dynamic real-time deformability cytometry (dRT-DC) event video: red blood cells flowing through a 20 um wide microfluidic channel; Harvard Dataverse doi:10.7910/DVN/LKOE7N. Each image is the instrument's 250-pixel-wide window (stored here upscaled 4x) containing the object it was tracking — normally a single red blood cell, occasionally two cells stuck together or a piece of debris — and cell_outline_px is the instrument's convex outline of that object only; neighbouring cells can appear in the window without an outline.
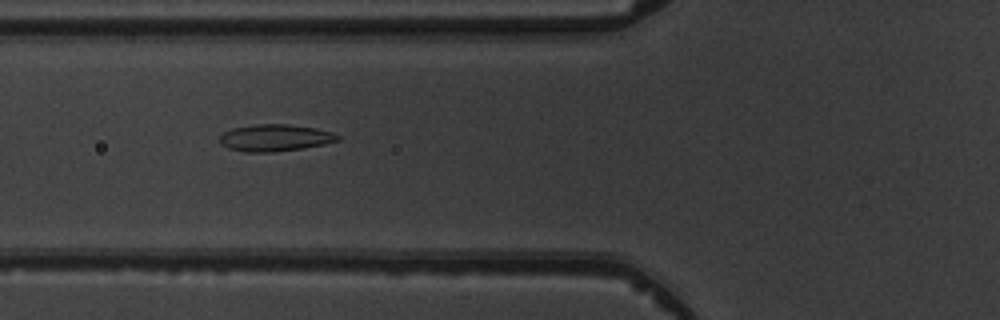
{"species": "common noctule bat (a hibernating species)", "species_latin": "Nyctalus noctula", "temperature_condition": "warm", "stored_images_in_passage": 7, "camera_frame_rate_fps": 3000, "um_per_image_px": 0.085, "animal": {"sex": "male", "body_mass_g": 19.5, "forearm_length_mm": 54.6}, "frame": {"image": 1, "passage_image": 5, "time_ms": 4.333, "image_size_px": [1000, 320], "cell_outline_px": [[340, 140], [324, 144], [300, 148], [272, 152], [244, 152], [228, 148], [220, 144], [220, 136], [224, 132], [232, 128], [256, 124], [288, 124], [316, 128], [332, 132], [340, 136]], "centroid_in_image_um": [23.36, 11.71], "position_along_channel_um": 102.4, "area_um2": 18.44}}
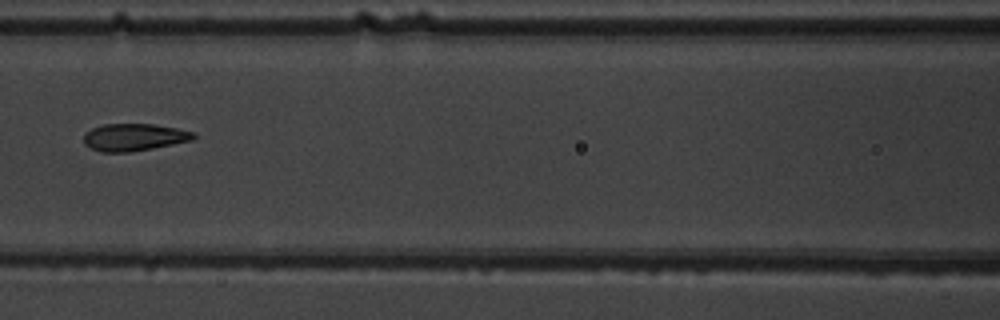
{"frame": {"image": 2, "passage_image": 6, "time_ms": 5.667, "image_size_px": [1000, 320], "cell_outline_px": [[196, 136], [192, 140], [152, 148], [128, 152], [100, 152], [84, 144], [84, 132], [92, 128], [104, 124], [152, 124], [176, 128], [196, 132]], "centroid_in_image_um": [11.38, 11.66], "position_along_channel_um": 155.2, "area_um2": 17.4}}
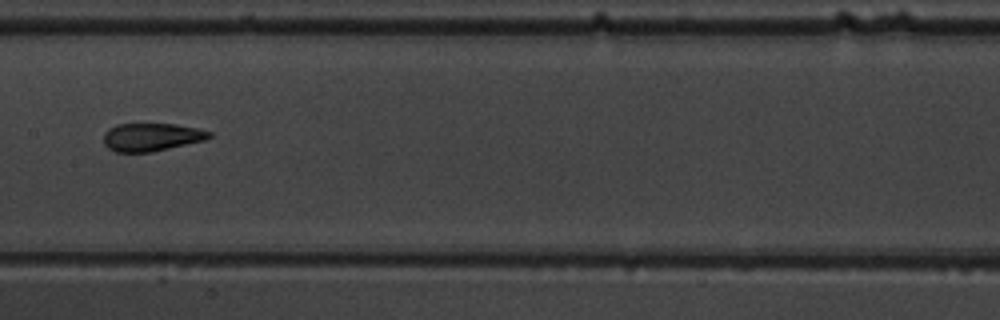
{"frame": {"image": 3, "passage_image": 7, "time_ms": 6.667, "image_size_px": [1000, 320], "cell_outline_px": [[212, 136], [204, 140], [152, 152], [116, 152], [108, 148], [104, 144], [104, 132], [108, 128], [116, 124], [176, 124], [196, 128], [212, 132]], "centroid_in_image_um": [12.85, 11.65], "position_along_channel_um": 194.6, "area_um2": 17.22}}